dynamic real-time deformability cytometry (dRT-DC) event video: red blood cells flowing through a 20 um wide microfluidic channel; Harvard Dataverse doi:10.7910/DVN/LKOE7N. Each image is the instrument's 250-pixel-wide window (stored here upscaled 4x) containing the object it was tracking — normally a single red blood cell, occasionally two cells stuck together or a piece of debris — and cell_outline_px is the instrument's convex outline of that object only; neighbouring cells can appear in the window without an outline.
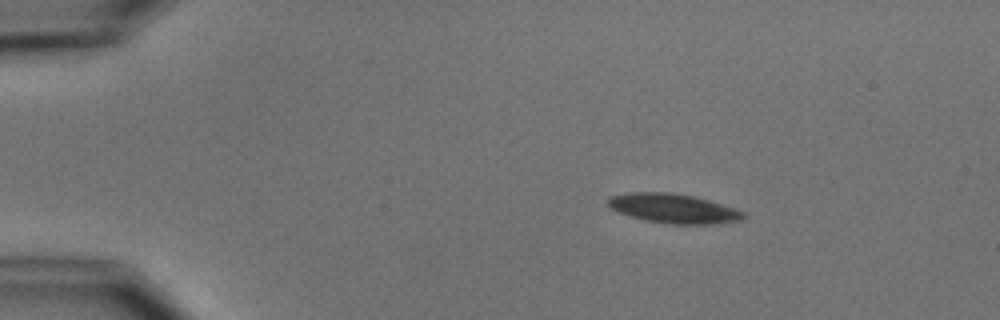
{"species": "common noctule bat (a hibernating species)", "species_latin": "Nyctalus noctula", "temperature_condition": "cold", "stored_images_in_passage": 3, "camera_frame_rate_fps": 3000, "um_per_image_px": 0.085, "animal": {"sex": "male", "body_mass_g": 15.6}, "frame": {"image": 1, "passage_image": 1, "time_ms": 0.0, "image_size_px": [1000, 320], "cell_outline_px": [[748, 216], [740, 220], [708, 224], [672, 224], [648, 220], [632, 216], [620, 212], [612, 208], [604, 200], [608, 196], [632, 192], [672, 192], [692, 196], [708, 200], [744, 212]], "centroid_in_image_um": [57.21, 17.7], "position_along_channel_um": 27.8, "area_um2": 22.83}}